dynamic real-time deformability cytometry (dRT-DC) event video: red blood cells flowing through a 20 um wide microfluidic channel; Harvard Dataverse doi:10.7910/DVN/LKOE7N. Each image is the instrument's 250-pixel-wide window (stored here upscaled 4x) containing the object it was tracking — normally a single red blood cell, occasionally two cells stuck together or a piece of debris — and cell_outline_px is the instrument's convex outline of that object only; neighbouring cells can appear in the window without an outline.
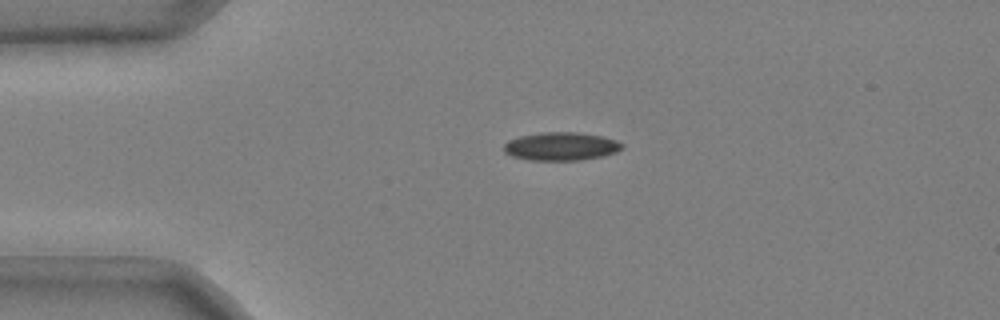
{"species": "common noctule bat (a hibernating species)", "species_latin": "Nyctalus noctula", "temperature_condition": "cold", "stored_images_in_passage": 39, "camera_frame_rate_fps": 3000, "um_per_image_px": 0.085, "animal": {"sex": "male", "body_mass_g": 20.4}, "frame": {"image": 1, "passage_image": 1, "time_ms": 0.0, "image_size_px": [1000, 320], "cell_outline_px": [[624, 148], [616, 152], [604, 156], [580, 160], [528, 160], [512, 156], [504, 152], [504, 144], [508, 140], [520, 136], [540, 132], [580, 132], [604, 136], [616, 140], [624, 144]], "centroid_in_image_um": [47.72, 12.43], "position_along_channel_um": 37.3, "area_um2": 19.71}}
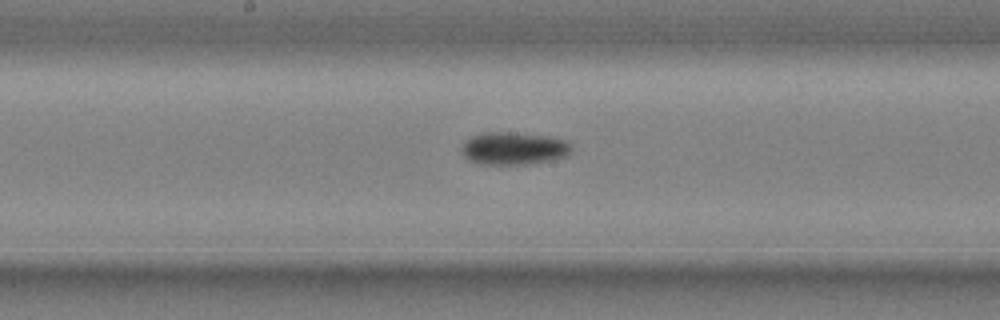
{"frame": {"image": 2, "passage_image": 17, "time_ms": 5.333, "image_size_px": [1000, 320], "cell_outline_px": [[572, 152], [568, 156], [556, 160], [528, 164], [480, 164], [468, 160], [464, 156], [464, 140], [472, 136], [484, 132], [508, 132], [552, 136], [568, 140], [572, 144]], "centroid_in_image_um": [43.77, 12.61], "position_along_channel_um": 204.4, "area_um2": 21.27}}
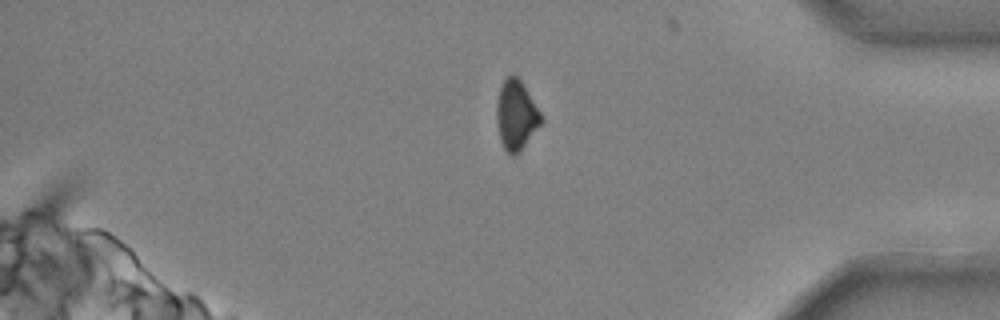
{"frame": {"image": 3, "passage_image": 34, "time_ms": 11.0, "image_size_px": [1000, 320], "cell_outline_px": [[544, 120], [524, 144], [512, 156], [504, 148], [500, 140], [496, 120], [496, 104], [500, 88], [504, 80], [512, 72], [520, 80], [540, 112]], "centroid_in_image_um": [43.85, 9.74], "position_along_channel_um": 391.4, "area_um2": 17.57}, "authors_computed_cell_mechanics": {"area_um2": 19.7676, "velocity_mm_per_s": 3.7003, "shape_relaxation_time_tau1_ms": 3.0877, "shape_relaxation_time_tau2_ms": null, "deformation_change_tau1": 0.081, "deformation_change_tau2": null}}